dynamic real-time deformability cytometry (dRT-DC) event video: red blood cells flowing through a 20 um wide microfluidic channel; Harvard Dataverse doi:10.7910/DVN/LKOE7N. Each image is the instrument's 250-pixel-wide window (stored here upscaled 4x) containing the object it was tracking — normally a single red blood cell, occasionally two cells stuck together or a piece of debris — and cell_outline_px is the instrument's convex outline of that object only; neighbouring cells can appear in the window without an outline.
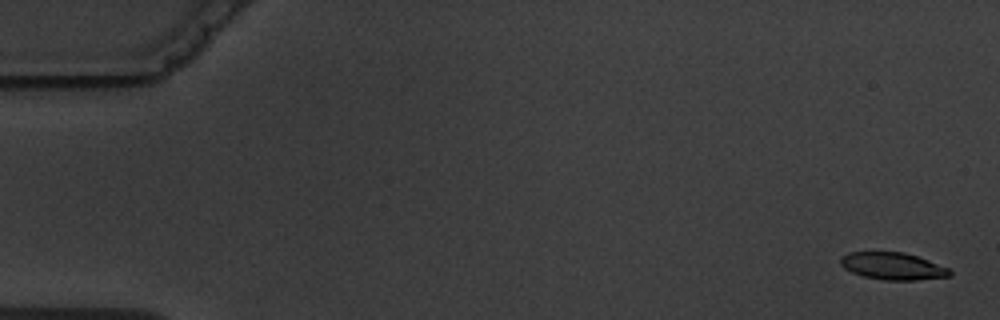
{"species": "common noctule bat (a hibernating species)", "species_latin": "Nyctalus noctula", "temperature_condition": "warm", "stored_images_in_passage": 5, "camera_frame_rate_fps": 3000, "um_per_image_px": 0.085, "animal": {"sex": "male", "body_mass_g": 19.5, "forearm_length_mm": 54.6}, "frame": {"image": 1, "passage_image": 1, "time_ms": 0.0, "image_size_px": [1000, 320], "cell_outline_px": [[952, 276], [916, 280], [884, 280], [864, 276], [852, 272], [844, 268], [840, 264], [840, 256], [848, 252], [904, 252], [928, 260], [948, 268], [952, 272]], "centroid_in_image_um": [75.87, 22.62], "position_along_channel_um": 9.1, "area_um2": 17.28}}